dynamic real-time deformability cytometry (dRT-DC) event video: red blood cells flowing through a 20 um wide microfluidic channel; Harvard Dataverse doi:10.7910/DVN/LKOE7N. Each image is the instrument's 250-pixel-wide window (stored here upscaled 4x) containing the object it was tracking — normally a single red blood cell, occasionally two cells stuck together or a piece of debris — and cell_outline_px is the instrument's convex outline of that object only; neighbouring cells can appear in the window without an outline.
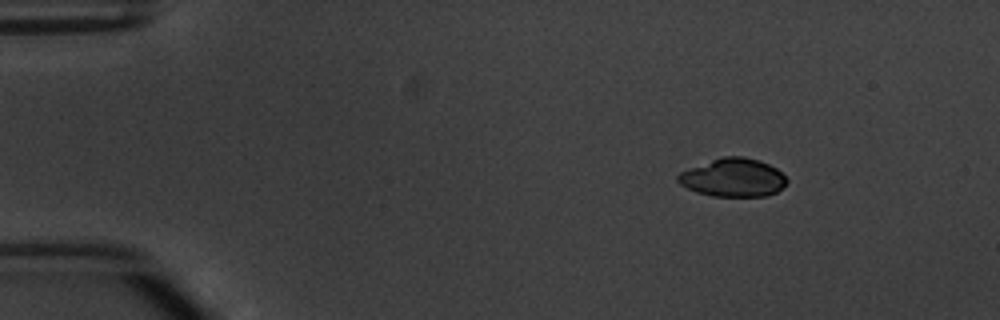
{"species": "common noctule bat (a hibernating species)", "species_latin": "Nyctalus noctula", "temperature_condition": "warm", "stored_images_in_passage": 5, "segment_of_instrument_passage": [1, 2], "camera_frame_rate_fps": 3000, "um_per_image_px": 0.085, "animal": {"sex": "male", "body_mass_g": 20.1, "forearm_length_mm": 53.5}, "frame": {"image": 1, "passage_image": 2, "time_ms": 1.0, "image_size_px": [1000, 320], "cell_outline_px": [[788, 184], [776, 192], [768, 196], [712, 196], [696, 192], [680, 184], [676, 180], [676, 176], [680, 172], [712, 160], [724, 156], [744, 156], [760, 160], [776, 168], [788, 180]], "centroid_in_image_um": [62.34, 15.1], "position_along_channel_um": 22.7, "area_um2": 24.28}}